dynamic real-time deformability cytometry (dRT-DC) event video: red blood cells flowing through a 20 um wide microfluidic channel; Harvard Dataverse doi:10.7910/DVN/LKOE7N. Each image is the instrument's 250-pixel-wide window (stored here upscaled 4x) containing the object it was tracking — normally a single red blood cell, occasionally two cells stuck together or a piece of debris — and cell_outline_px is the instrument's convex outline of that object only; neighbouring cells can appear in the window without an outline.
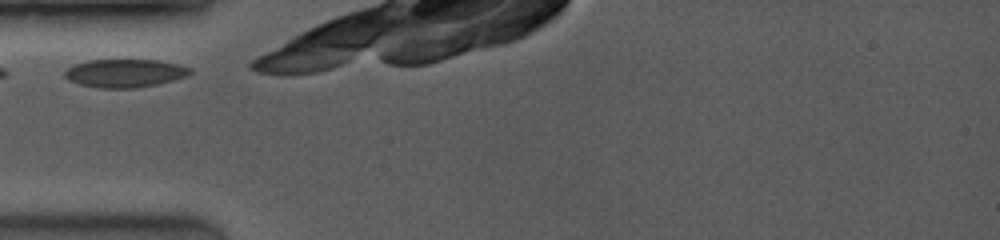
{"species": "common noctule bat (a hibernating species)", "species_latin": "Nyctalus noctula", "temperature_condition": "room temperature", "stored_images_in_passage": 22, "camera_frame_rate_fps": 3500, "um_per_image_px": 0.085, "animal": {"sex": "female", "body_mass_g": 19.0, "forearm_length_mm": 53.3}, "frame": {"image": 1, "passage_image": 1, "time_ms": 0.0, "image_size_px": [1000, 240], "cell_outline_px": [[192, 72], [184, 76], [172, 80], [156, 84], [132, 88], [100, 88], [80, 84], [68, 80], [64, 76], [64, 72], [68, 68], [76, 64], [88, 60], [160, 60], [192, 68]], "centroid_in_image_um": [10.59, 6.21], "position_along_channel_um": 74.4, "area_um2": 20.35}}